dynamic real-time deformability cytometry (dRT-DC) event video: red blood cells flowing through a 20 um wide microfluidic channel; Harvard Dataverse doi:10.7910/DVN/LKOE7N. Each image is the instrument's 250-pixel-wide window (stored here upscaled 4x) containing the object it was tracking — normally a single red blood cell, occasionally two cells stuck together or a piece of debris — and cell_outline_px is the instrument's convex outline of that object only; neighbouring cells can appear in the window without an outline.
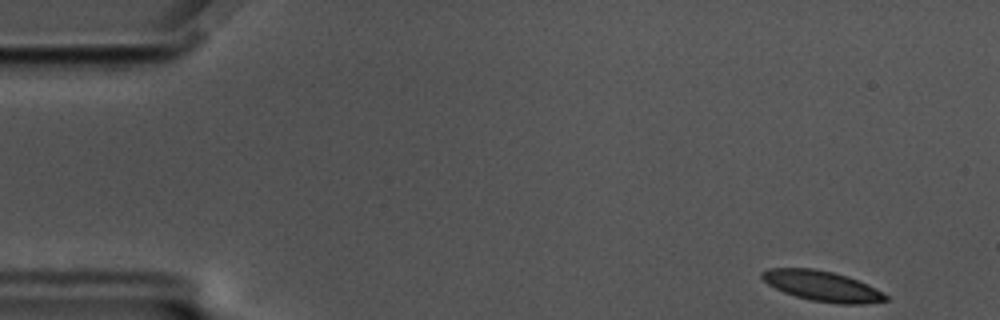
{"species": "common noctule bat (a hibernating species)", "species_latin": "Nyctalus noctula", "temperature_condition": "cold", "stored_images_in_passage": 54, "camera_frame_rate_fps": 3000, "um_per_image_px": 0.085, "animal": {"sex": "male", "body_mass_g": 17.5, "forearm_length_mm": 52.3}, "frame": {"image": 1, "passage_image": 1, "time_ms": 0.0, "image_size_px": [1000, 320], "cell_outline_px": [[888, 300], [864, 304], [836, 304], [808, 300], [784, 292], [768, 284], [760, 276], [760, 272], [768, 268], [812, 268], [832, 272], [848, 276], [888, 296]], "centroid_in_image_um": [69.82, 24.31], "position_along_channel_um": 15.2, "area_um2": 21.62}}
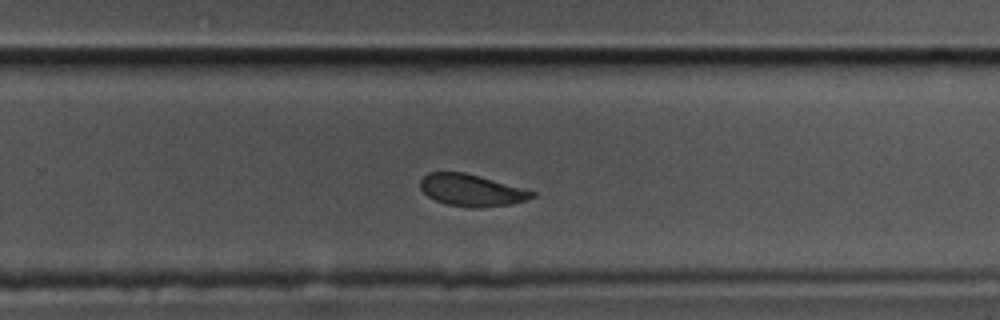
{"frame": {"image": 2, "passage_image": 34, "time_ms": 11.0, "image_size_px": [1000, 320], "cell_outline_px": [[536, 196], [512, 204], [480, 208], [476, 208], [448, 204], [436, 200], [428, 196], [420, 188], [420, 180], [428, 172], [464, 172], [536, 192]], "centroid_in_image_um": [40.06, 16.17], "position_along_channel_um": 289.7, "area_um2": 20.46}}
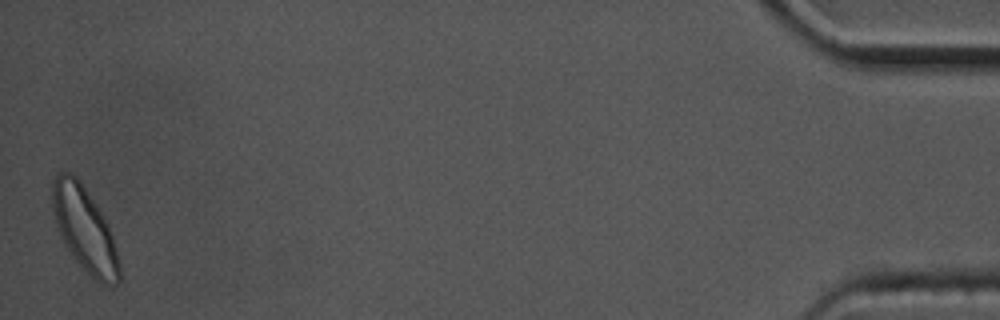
{"frame": {"image": 3, "passage_image": 54, "time_ms": 17.667, "image_size_px": [1000, 320], "cell_outline_px": [[120, 280], [116, 284], [100, 284], [76, 260], [64, 244], [56, 224], [52, 212], [52, 184], [56, 172], [72, 172], [80, 180], [104, 216], [108, 224], [116, 248], [120, 264]], "centroid_in_image_um": [7.18, 19.45], "position_along_channel_um": 428.0, "area_um2": 32.89}, "authors_computed_cell_mechanics": {"area_um2": 22.3686, "velocity_mm_per_s": 3.4644, "shape_relaxation_time_tau1_ms": 4.1123, "shape_relaxation_time_tau2_ms": 3.6239, "deformation_change_tau1": 0.0959, "deformation_change_tau2": 0.069}}